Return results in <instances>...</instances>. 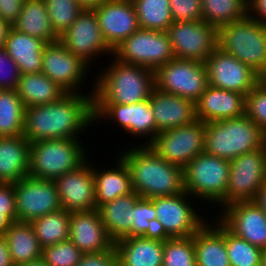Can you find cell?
I'll list each match as a JSON object with an SVG mask.
<instances>
[{"mask_svg":"<svg viewBox=\"0 0 266 266\" xmlns=\"http://www.w3.org/2000/svg\"><path fill=\"white\" fill-rule=\"evenodd\" d=\"M42 61L41 72L67 93H82L81 87H84L85 80L90 78L88 73L93 70L90 69L91 65L71 53L59 40L45 45Z\"/></svg>","mask_w":266,"mask_h":266,"instance_id":"9a60e30c","label":"cell"},{"mask_svg":"<svg viewBox=\"0 0 266 266\" xmlns=\"http://www.w3.org/2000/svg\"><path fill=\"white\" fill-rule=\"evenodd\" d=\"M30 144L23 135L0 137V183L14 184L29 175Z\"/></svg>","mask_w":266,"mask_h":266,"instance_id":"4316f807","label":"cell"},{"mask_svg":"<svg viewBox=\"0 0 266 266\" xmlns=\"http://www.w3.org/2000/svg\"><path fill=\"white\" fill-rule=\"evenodd\" d=\"M83 253L70 240L42 248V260L48 266H77Z\"/></svg>","mask_w":266,"mask_h":266,"instance_id":"b9f144b4","label":"cell"},{"mask_svg":"<svg viewBox=\"0 0 266 266\" xmlns=\"http://www.w3.org/2000/svg\"><path fill=\"white\" fill-rule=\"evenodd\" d=\"M54 32L62 35L84 10L77 0H43Z\"/></svg>","mask_w":266,"mask_h":266,"instance_id":"f35d334b","label":"cell"},{"mask_svg":"<svg viewBox=\"0 0 266 266\" xmlns=\"http://www.w3.org/2000/svg\"><path fill=\"white\" fill-rule=\"evenodd\" d=\"M101 120L114 121L129 137L145 138L139 145H149L159 133L149 100L129 105L94 104V122L97 125Z\"/></svg>","mask_w":266,"mask_h":266,"instance_id":"5bb4252c","label":"cell"},{"mask_svg":"<svg viewBox=\"0 0 266 266\" xmlns=\"http://www.w3.org/2000/svg\"><path fill=\"white\" fill-rule=\"evenodd\" d=\"M12 25L0 18V49H3L5 46L6 38L9 34Z\"/></svg>","mask_w":266,"mask_h":266,"instance_id":"816d5d0a","label":"cell"},{"mask_svg":"<svg viewBox=\"0 0 266 266\" xmlns=\"http://www.w3.org/2000/svg\"><path fill=\"white\" fill-rule=\"evenodd\" d=\"M266 146V133L246 115L205 123L204 151L227 160Z\"/></svg>","mask_w":266,"mask_h":266,"instance_id":"277c9868","label":"cell"},{"mask_svg":"<svg viewBox=\"0 0 266 266\" xmlns=\"http://www.w3.org/2000/svg\"><path fill=\"white\" fill-rule=\"evenodd\" d=\"M229 174L230 160L204 151L183 168L185 191L194 200H205V205H218L220 208L217 206L215 209L219 211L224 207Z\"/></svg>","mask_w":266,"mask_h":266,"instance_id":"52a82bcc","label":"cell"},{"mask_svg":"<svg viewBox=\"0 0 266 266\" xmlns=\"http://www.w3.org/2000/svg\"><path fill=\"white\" fill-rule=\"evenodd\" d=\"M91 88L85 94L66 93L53 103L25 108L23 136L30 143L38 140L80 138L85 130L95 125V86Z\"/></svg>","mask_w":266,"mask_h":266,"instance_id":"6da1fadb","label":"cell"},{"mask_svg":"<svg viewBox=\"0 0 266 266\" xmlns=\"http://www.w3.org/2000/svg\"><path fill=\"white\" fill-rule=\"evenodd\" d=\"M77 266H119L118 254L115 247L100 253L83 254Z\"/></svg>","mask_w":266,"mask_h":266,"instance_id":"bcb514c9","label":"cell"},{"mask_svg":"<svg viewBox=\"0 0 266 266\" xmlns=\"http://www.w3.org/2000/svg\"><path fill=\"white\" fill-rule=\"evenodd\" d=\"M171 15L174 21H201V0H169Z\"/></svg>","mask_w":266,"mask_h":266,"instance_id":"ee69618b","label":"cell"},{"mask_svg":"<svg viewBox=\"0 0 266 266\" xmlns=\"http://www.w3.org/2000/svg\"><path fill=\"white\" fill-rule=\"evenodd\" d=\"M20 76L18 65L4 48L0 49V90H16Z\"/></svg>","mask_w":266,"mask_h":266,"instance_id":"f6af8a7d","label":"cell"},{"mask_svg":"<svg viewBox=\"0 0 266 266\" xmlns=\"http://www.w3.org/2000/svg\"><path fill=\"white\" fill-rule=\"evenodd\" d=\"M255 202L261 207V209L266 214V183L260 189V192L258 193Z\"/></svg>","mask_w":266,"mask_h":266,"instance_id":"f5cc1de1","label":"cell"},{"mask_svg":"<svg viewBox=\"0 0 266 266\" xmlns=\"http://www.w3.org/2000/svg\"><path fill=\"white\" fill-rule=\"evenodd\" d=\"M131 145L118 156L129 170L133 191L147 199L185 192L183 168L169 163L148 145Z\"/></svg>","mask_w":266,"mask_h":266,"instance_id":"7a4b0ae2","label":"cell"},{"mask_svg":"<svg viewBox=\"0 0 266 266\" xmlns=\"http://www.w3.org/2000/svg\"><path fill=\"white\" fill-rule=\"evenodd\" d=\"M245 115L266 133V79L246 95Z\"/></svg>","mask_w":266,"mask_h":266,"instance_id":"7bdbcfd3","label":"cell"},{"mask_svg":"<svg viewBox=\"0 0 266 266\" xmlns=\"http://www.w3.org/2000/svg\"><path fill=\"white\" fill-rule=\"evenodd\" d=\"M3 236L15 266L41 258L42 247L30 222H12Z\"/></svg>","mask_w":266,"mask_h":266,"instance_id":"1f68e13d","label":"cell"},{"mask_svg":"<svg viewBox=\"0 0 266 266\" xmlns=\"http://www.w3.org/2000/svg\"><path fill=\"white\" fill-rule=\"evenodd\" d=\"M17 221L31 222L61 208L54 180L26 176L13 184Z\"/></svg>","mask_w":266,"mask_h":266,"instance_id":"2e32d148","label":"cell"},{"mask_svg":"<svg viewBox=\"0 0 266 266\" xmlns=\"http://www.w3.org/2000/svg\"><path fill=\"white\" fill-rule=\"evenodd\" d=\"M24 0H0V18L13 25L22 10Z\"/></svg>","mask_w":266,"mask_h":266,"instance_id":"c3c4849f","label":"cell"},{"mask_svg":"<svg viewBox=\"0 0 266 266\" xmlns=\"http://www.w3.org/2000/svg\"><path fill=\"white\" fill-rule=\"evenodd\" d=\"M213 220L216 223L207 221L193 235L196 266H231L225 244V226L214 216Z\"/></svg>","mask_w":266,"mask_h":266,"instance_id":"d4e9b609","label":"cell"},{"mask_svg":"<svg viewBox=\"0 0 266 266\" xmlns=\"http://www.w3.org/2000/svg\"><path fill=\"white\" fill-rule=\"evenodd\" d=\"M16 92L25 108L53 103L67 93L42 72L22 74Z\"/></svg>","mask_w":266,"mask_h":266,"instance_id":"4dcf8cb0","label":"cell"},{"mask_svg":"<svg viewBox=\"0 0 266 266\" xmlns=\"http://www.w3.org/2000/svg\"><path fill=\"white\" fill-rule=\"evenodd\" d=\"M260 266H266V249H263Z\"/></svg>","mask_w":266,"mask_h":266,"instance_id":"6f0895ef","label":"cell"},{"mask_svg":"<svg viewBox=\"0 0 266 266\" xmlns=\"http://www.w3.org/2000/svg\"><path fill=\"white\" fill-rule=\"evenodd\" d=\"M266 183V146L230 161L224 207L239 201H255Z\"/></svg>","mask_w":266,"mask_h":266,"instance_id":"30bf717a","label":"cell"},{"mask_svg":"<svg viewBox=\"0 0 266 266\" xmlns=\"http://www.w3.org/2000/svg\"><path fill=\"white\" fill-rule=\"evenodd\" d=\"M80 139L38 140L31 143L29 176L55 180L61 175L75 170L86 160H90L88 150Z\"/></svg>","mask_w":266,"mask_h":266,"instance_id":"8992f818","label":"cell"},{"mask_svg":"<svg viewBox=\"0 0 266 266\" xmlns=\"http://www.w3.org/2000/svg\"><path fill=\"white\" fill-rule=\"evenodd\" d=\"M85 161L73 171L54 180L65 211H89L97 209L93 164ZM92 164V165H91Z\"/></svg>","mask_w":266,"mask_h":266,"instance_id":"ffe728a7","label":"cell"},{"mask_svg":"<svg viewBox=\"0 0 266 266\" xmlns=\"http://www.w3.org/2000/svg\"><path fill=\"white\" fill-rule=\"evenodd\" d=\"M46 44L44 40L19 32L12 27L4 49L18 65L21 75L39 73L42 70V54Z\"/></svg>","mask_w":266,"mask_h":266,"instance_id":"83f0119b","label":"cell"},{"mask_svg":"<svg viewBox=\"0 0 266 266\" xmlns=\"http://www.w3.org/2000/svg\"><path fill=\"white\" fill-rule=\"evenodd\" d=\"M94 12L112 50L140 28L132 0H104Z\"/></svg>","mask_w":266,"mask_h":266,"instance_id":"44dd1931","label":"cell"},{"mask_svg":"<svg viewBox=\"0 0 266 266\" xmlns=\"http://www.w3.org/2000/svg\"><path fill=\"white\" fill-rule=\"evenodd\" d=\"M248 14L254 20L266 24V0H249Z\"/></svg>","mask_w":266,"mask_h":266,"instance_id":"681fc988","label":"cell"},{"mask_svg":"<svg viewBox=\"0 0 266 266\" xmlns=\"http://www.w3.org/2000/svg\"><path fill=\"white\" fill-rule=\"evenodd\" d=\"M112 57L154 72L175 58L167 32L141 28L119 44Z\"/></svg>","mask_w":266,"mask_h":266,"instance_id":"9c48e42d","label":"cell"},{"mask_svg":"<svg viewBox=\"0 0 266 266\" xmlns=\"http://www.w3.org/2000/svg\"><path fill=\"white\" fill-rule=\"evenodd\" d=\"M203 21L220 28L248 15V0H201Z\"/></svg>","mask_w":266,"mask_h":266,"instance_id":"d590c367","label":"cell"},{"mask_svg":"<svg viewBox=\"0 0 266 266\" xmlns=\"http://www.w3.org/2000/svg\"><path fill=\"white\" fill-rule=\"evenodd\" d=\"M102 69L93 81V104L129 105L149 100L155 88V72L151 69L119 62L114 57Z\"/></svg>","mask_w":266,"mask_h":266,"instance_id":"3957f363","label":"cell"},{"mask_svg":"<svg viewBox=\"0 0 266 266\" xmlns=\"http://www.w3.org/2000/svg\"><path fill=\"white\" fill-rule=\"evenodd\" d=\"M205 123L195 122L161 131L148 145L171 164L184 168L197 155L204 152Z\"/></svg>","mask_w":266,"mask_h":266,"instance_id":"7c38bea8","label":"cell"},{"mask_svg":"<svg viewBox=\"0 0 266 266\" xmlns=\"http://www.w3.org/2000/svg\"><path fill=\"white\" fill-rule=\"evenodd\" d=\"M31 225L42 248L69 240L70 212L59 211L32 220Z\"/></svg>","mask_w":266,"mask_h":266,"instance_id":"836d02e7","label":"cell"},{"mask_svg":"<svg viewBox=\"0 0 266 266\" xmlns=\"http://www.w3.org/2000/svg\"><path fill=\"white\" fill-rule=\"evenodd\" d=\"M17 31L53 43L59 40L54 32L43 0H24L22 10L12 25Z\"/></svg>","mask_w":266,"mask_h":266,"instance_id":"d6a6232c","label":"cell"},{"mask_svg":"<svg viewBox=\"0 0 266 266\" xmlns=\"http://www.w3.org/2000/svg\"><path fill=\"white\" fill-rule=\"evenodd\" d=\"M196 117L204 123L245 115L246 95L208 85L195 102Z\"/></svg>","mask_w":266,"mask_h":266,"instance_id":"603a6c76","label":"cell"},{"mask_svg":"<svg viewBox=\"0 0 266 266\" xmlns=\"http://www.w3.org/2000/svg\"><path fill=\"white\" fill-rule=\"evenodd\" d=\"M117 157L115 165L111 169L93 165L97 209L101 205L133 191L129 170L124 161L119 156Z\"/></svg>","mask_w":266,"mask_h":266,"instance_id":"f546056e","label":"cell"},{"mask_svg":"<svg viewBox=\"0 0 266 266\" xmlns=\"http://www.w3.org/2000/svg\"><path fill=\"white\" fill-rule=\"evenodd\" d=\"M69 240L83 254L100 253L114 247L97 209L70 212Z\"/></svg>","mask_w":266,"mask_h":266,"instance_id":"7402d4cb","label":"cell"},{"mask_svg":"<svg viewBox=\"0 0 266 266\" xmlns=\"http://www.w3.org/2000/svg\"><path fill=\"white\" fill-rule=\"evenodd\" d=\"M0 211L12 222L17 221L13 184L0 183Z\"/></svg>","mask_w":266,"mask_h":266,"instance_id":"7dc6e473","label":"cell"},{"mask_svg":"<svg viewBox=\"0 0 266 266\" xmlns=\"http://www.w3.org/2000/svg\"><path fill=\"white\" fill-rule=\"evenodd\" d=\"M19 266H48V265L42 260V258H40L36 261L24 263Z\"/></svg>","mask_w":266,"mask_h":266,"instance_id":"9f6ffc18","label":"cell"},{"mask_svg":"<svg viewBox=\"0 0 266 266\" xmlns=\"http://www.w3.org/2000/svg\"><path fill=\"white\" fill-rule=\"evenodd\" d=\"M175 58L206 62L218 47V28L201 21H174L166 31Z\"/></svg>","mask_w":266,"mask_h":266,"instance_id":"4fadbf2b","label":"cell"},{"mask_svg":"<svg viewBox=\"0 0 266 266\" xmlns=\"http://www.w3.org/2000/svg\"><path fill=\"white\" fill-rule=\"evenodd\" d=\"M220 212L221 215L218 213L216 218L229 231L252 245L266 249V214L255 201L231 203Z\"/></svg>","mask_w":266,"mask_h":266,"instance_id":"d6986e66","label":"cell"},{"mask_svg":"<svg viewBox=\"0 0 266 266\" xmlns=\"http://www.w3.org/2000/svg\"><path fill=\"white\" fill-rule=\"evenodd\" d=\"M208 86L205 63L174 58L155 71V88L196 102Z\"/></svg>","mask_w":266,"mask_h":266,"instance_id":"8fae6325","label":"cell"},{"mask_svg":"<svg viewBox=\"0 0 266 266\" xmlns=\"http://www.w3.org/2000/svg\"><path fill=\"white\" fill-rule=\"evenodd\" d=\"M0 266H15L11 260L7 240L0 235Z\"/></svg>","mask_w":266,"mask_h":266,"instance_id":"f907efd6","label":"cell"},{"mask_svg":"<svg viewBox=\"0 0 266 266\" xmlns=\"http://www.w3.org/2000/svg\"><path fill=\"white\" fill-rule=\"evenodd\" d=\"M130 231L123 237L157 236L156 210L151 199L140 198L134 206V219Z\"/></svg>","mask_w":266,"mask_h":266,"instance_id":"60d3db41","label":"cell"},{"mask_svg":"<svg viewBox=\"0 0 266 266\" xmlns=\"http://www.w3.org/2000/svg\"><path fill=\"white\" fill-rule=\"evenodd\" d=\"M12 221L0 211V235H4L7 229L10 227Z\"/></svg>","mask_w":266,"mask_h":266,"instance_id":"11a10c76","label":"cell"},{"mask_svg":"<svg viewBox=\"0 0 266 266\" xmlns=\"http://www.w3.org/2000/svg\"><path fill=\"white\" fill-rule=\"evenodd\" d=\"M208 85L247 95L262 78L233 55L216 48L206 59Z\"/></svg>","mask_w":266,"mask_h":266,"instance_id":"e0dca14e","label":"cell"},{"mask_svg":"<svg viewBox=\"0 0 266 266\" xmlns=\"http://www.w3.org/2000/svg\"><path fill=\"white\" fill-rule=\"evenodd\" d=\"M141 198L135 191L101 205L97 210L105 230L115 243L122 239L133 225L134 206Z\"/></svg>","mask_w":266,"mask_h":266,"instance_id":"f1b7e54d","label":"cell"},{"mask_svg":"<svg viewBox=\"0 0 266 266\" xmlns=\"http://www.w3.org/2000/svg\"><path fill=\"white\" fill-rule=\"evenodd\" d=\"M218 48L266 79V24L249 14L218 28Z\"/></svg>","mask_w":266,"mask_h":266,"instance_id":"5b68a950","label":"cell"},{"mask_svg":"<svg viewBox=\"0 0 266 266\" xmlns=\"http://www.w3.org/2000/svg\"><path fill=\"white\" fill-rule=\"evenodd\" d=\"M104 0H77L78 4L85 10H94Z\"/></svg>","mask_w":266,"mask_h":266,"instance_id":"db71d44e","label":"cell"},{"mask_svg":"<svg viewBox=\"0 0 266 266\" xmlns=\"http://www.w3.org/2000/svg\"><path fill=\"white\" fill-rule=\"evenodd\" d=\"M186 191L172 196L151 198L156 210L155 228L163 238L193 236L206 222L197 207L193 206ZM191 203V204H190ZM196 208V209H195ZM198 213V214H197Z\"/></svg>","mask_w":266,"mask_h":266,"instance_id":"ba28073f","label":"cell"},{"mask_svg":"<svg viewBox=\"0 0 266 266\" xmlns=\"http://www.w3.org/2000/svg\"><path fill=\"white\" fill-rule=\"evenodd\" d=\"M119 266H162L164 238L135 236L114 243Z\"/></svg>","mask_w":266,"mask_h":266,"instance_id":"484cf974","label":"cell"},{"mask_svg":"<svg viewBox=\"0 0 266 266\" xmlns=\"http://www.w3.org/2000/svg\"><path fill=\"white\" fill-rule=\"evenodd\" d=\"M149 103L158 132L189 125L197 120L195 102L154 88Z\"/></svg>","mask_w":266,"mask_h":266,"instance_id":"cb8c5ba5","label":"cell"},{"mask_svg":"<svg viewBox=\"0 0 266 266\" xmlns=\"http://www.w3.org/2000/svg\"><path fill=\"white\" fill-rule=\"evenodd\" d=\"M139 27L158 31H167L174 22L169 0H132Z\"/></svg>","mask_w":266,"mask_h":266,"instance_id":"8d00e7d4","label":"cell"},{"mask_svg":"<svg viewBox=\"0 0 266 266\" xmlns=\"http://www.w3.org/2000/svg\"><path fill=\"white\" fill-rule=\"evenodd\" d=\"M225 244L231 266H260L263 249L236 236L226 227Z\"/></svg>","mask_w":266,"mask_h":266,"instance_id":"74e56055","label":"cell"},{"mask_svg":"<svg viewBox=\"0 0 266 266\" xmlns=\"http://www.w3.org/2000/svg\"><path fill=\"white\" fill-rule=\"evenodd\" d=\"M162 266H196L193 236L164 238Z\"/></svg>","mask_w":266,"mask_h":266,"instance_id":"ab89813d","label":"cell"},{"mask_svg":"<svg viewBox=\"0 0 266 266\" xmlns=\"http://www.w3.org/2000/svg\"><path fill=\"white\" fill-rule=\"evenodd\" d=\"M25 106L16 90H0V137L23 135Z\"/></svg>","mask_w":266,"mask_h":266,"instance_id":"e575fe53","label":"cell"},{"mask_svg":"<svg viewBox=\"0 0 266 266\" xmlns=\"http://www.w3.org/2000/svg\"><path fill=\"white\" fill-rule=\"evenodd\" d=\"M59 41L71 53L91 64V67L92 61L100 55H113V50L102 35L94 10H83L74 23L59 36Z\"/></svg>","mask_w":266,"mask_h":266,"instance_id":"ac0fdd59","label":"cell"}]
</instances>
